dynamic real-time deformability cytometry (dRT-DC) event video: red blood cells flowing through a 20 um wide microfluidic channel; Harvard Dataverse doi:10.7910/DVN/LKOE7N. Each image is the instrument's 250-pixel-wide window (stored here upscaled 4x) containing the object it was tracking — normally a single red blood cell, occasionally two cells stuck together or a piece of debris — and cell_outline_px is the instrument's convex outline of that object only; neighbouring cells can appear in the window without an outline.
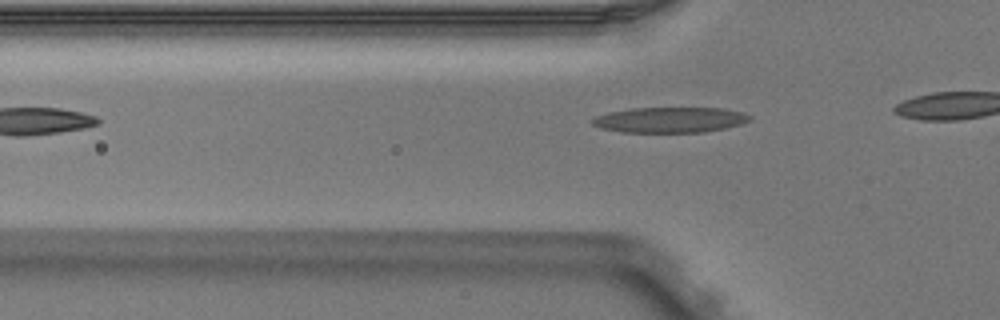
{"species": "Egyptian fruit bat (a non-hibernating species)", "species_latin": "Rousettus aegyptiacus", "temperature_condition": "warm", "stored_images_in_passage": 3, "camera_frame_rate_fps": 3000, "um_per_image_px": 0.085, "animal": {"sex": "male"}, "frame": {"image": 1, "passage_image": 3, "time_ms": 0.667, "image_size_px": [1000, 320], "cell_outline_px": [[752, 120], [740, 124], [724, 128], [704, 132], [620, 132], [600, 128], [592, 124], [588, 120], [596, 116], [608, 112], [632, 108], [724, 108], [744, 112], [752, 116]], "centroid_in_image_um": [56.94, 10.18], "position_along_channel_um": 68.9, "area_um2": 23.58}}